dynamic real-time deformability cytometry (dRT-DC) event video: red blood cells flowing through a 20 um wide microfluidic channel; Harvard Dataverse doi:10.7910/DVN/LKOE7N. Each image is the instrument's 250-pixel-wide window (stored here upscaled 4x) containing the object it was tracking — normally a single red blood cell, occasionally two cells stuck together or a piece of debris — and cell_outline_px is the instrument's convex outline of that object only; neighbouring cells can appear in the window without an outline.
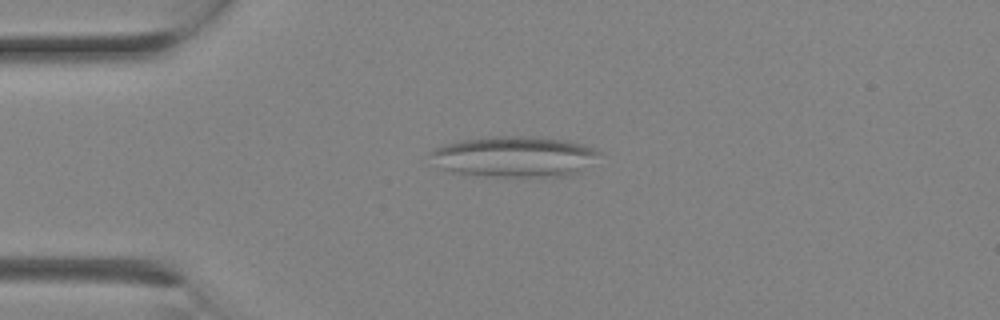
{"species": "Egyptian fruit bat (a non-hibernating species)", "species_latin": "Rousettus aegyptiacus", "temperature_condition": "room temperature", "stored_images_in_passage": 1, "camera_frame_rate_fps": 3000, "um_per_image_px": 0.085, "animal": {"sex": "female"}, "frame": {"image": 1, "passage_image": 1, "time_ms": 0.0, "image_size_px": [1000, 320], "cell_outline_px": [[604, 152], [580, 172], [568, 176], [540, 180], [464, 176], [440, 168], [428, 152], [444, 144], [460, 140], [488, 136], [536, 136], [568, 140], [584, 144]], "centroid_in_image_um": [43.76, 13.37], "position_along_channel_um": 41.2, "area_um2": 42.31}}